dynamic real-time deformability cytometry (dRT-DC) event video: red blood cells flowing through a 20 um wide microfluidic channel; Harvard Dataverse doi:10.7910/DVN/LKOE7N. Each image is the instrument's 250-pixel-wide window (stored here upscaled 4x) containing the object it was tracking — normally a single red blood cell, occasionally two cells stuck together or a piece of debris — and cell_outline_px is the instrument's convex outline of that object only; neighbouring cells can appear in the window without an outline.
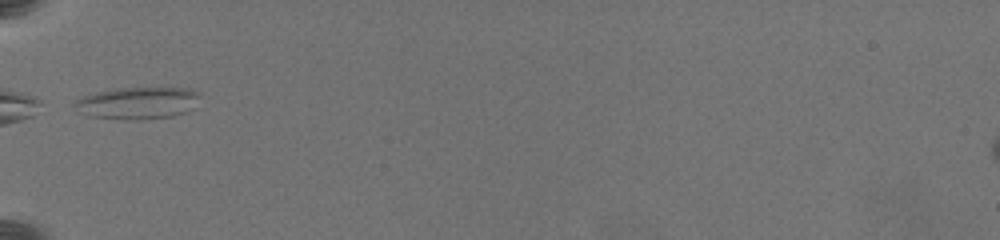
{"species": "common noctule bat (a hibernating species)", "species_latin": "Nyctalus noctula", "temperature_condition": "warm", "stored_images_in_passage": 48, "camera_frame_rate_fps": 3000, "um_per_image_px": 0.085, "animal": {"sex": "female", "body_mass_g": 19.5, "forearm_length_mm": 54.1}, "frame": {"image": 1, "passage_image": 1, "time_ms": 0.0, "image_size_px": [1000, 240], "cell_outline_px": [[200, 96], [192, 108], [184, 112], [172, 116], [140, 120], [124, 120], [88, 116], [80, 112], [72, 104], [72, 100], [96, 92], [116, 88], [188, 88], [200, 92]], "centroid_in_image_um": [11.65, 8.76], "position_along_channel_um": 73.3, "area_um2": 23.58}}
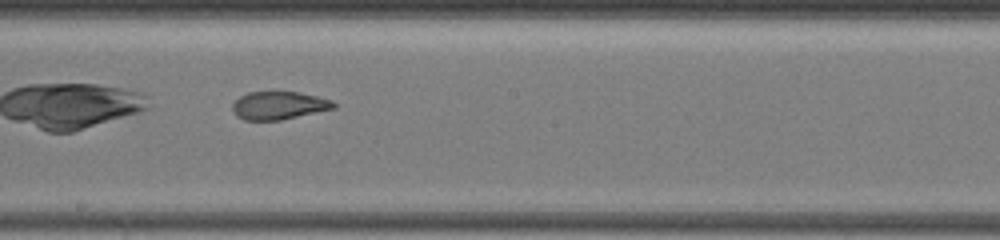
{"frame": {"image": 2, "passage_image": 26, "time_ms": 4.333, "image_size_px": [1000, 240], "cell_outline_px": [[336, 108], [280, 120], [244, 120], [236, 116], [232, 108], [232, 104], [240, 96], [248, 92], [300, 92], [332, 100], [336, 104]], "centroid_in_image_um": [23.7, 8.96], "position_along_channel_um": 224.5, "area_um2": 16.47}, "authors_computed_cell_mechanics": {"area_um2": 17.4267, "velocity_mm_per_s": 3.5524, "shape_relaxation_time_tau1_ms": 10.1607, "shape_relaxation_time_tau2_ms": 1.603, "deformation_change_tau1": 0.2501, "deformation_change_tau2": 0.0852}}